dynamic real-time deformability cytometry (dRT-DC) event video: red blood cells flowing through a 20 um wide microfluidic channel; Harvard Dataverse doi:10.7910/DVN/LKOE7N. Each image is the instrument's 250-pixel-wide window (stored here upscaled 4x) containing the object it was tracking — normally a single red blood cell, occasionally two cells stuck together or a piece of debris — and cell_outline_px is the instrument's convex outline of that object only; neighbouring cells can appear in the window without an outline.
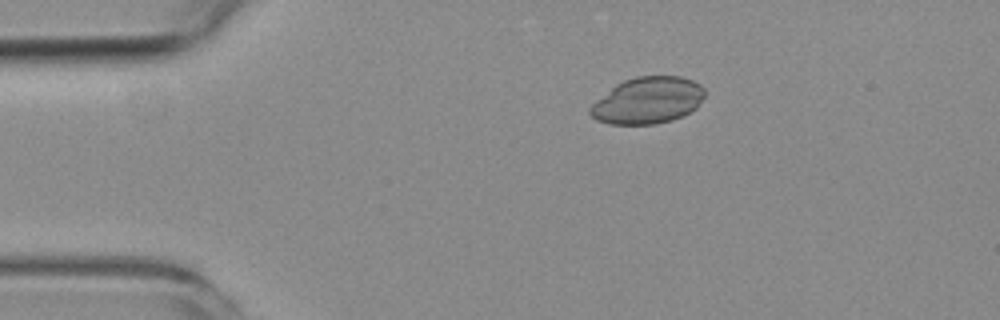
{"species": "common noctule bat (a hibernating species)", "species_latin": "Nyctalus noctula", "temperature_condition": "room temperature", "stored_images_in_passage": 4, "camera_frame_rate_fps": 3000, "um_per_image_px": 0.085, "animal": {"sex": "female", "body_mass_g": 19.3, "forearm_length_mm": 54.1}, "frame": {"image": 1, "passage_image": 1, "time_ms": 0.0, "image_size_px": [1000, 320], "cell_outline_px": [[704, 96], [696, 108], [672, 120], [656, 124], [608, 124], [596, 120], [588, 112], [588, 108], [596, 100], [616, 84], [624, 80], [636, 76], [680, 76], [692, 80], [700, 84], [704, 88]], "centroid_in_image_um": [55.03, 8.54], "position_along_channel_um": 30.0, "area_um2": 31.1}}